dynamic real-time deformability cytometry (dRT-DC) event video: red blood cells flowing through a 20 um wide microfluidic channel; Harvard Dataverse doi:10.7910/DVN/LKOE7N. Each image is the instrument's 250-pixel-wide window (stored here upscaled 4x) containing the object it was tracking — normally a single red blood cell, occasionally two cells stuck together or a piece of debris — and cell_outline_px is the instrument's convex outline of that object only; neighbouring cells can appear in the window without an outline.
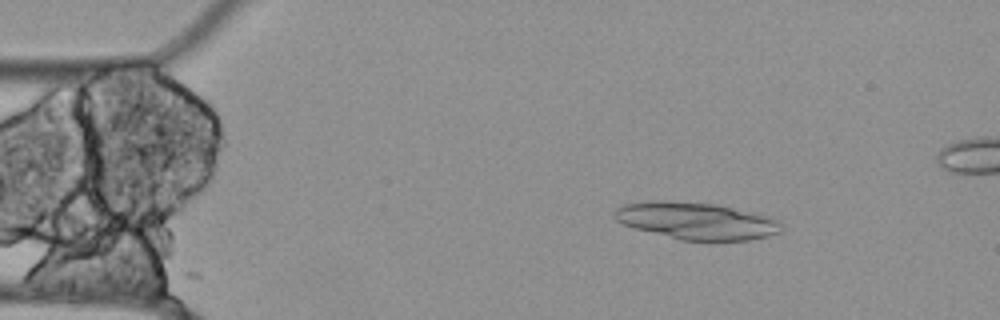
{"species": "Egyptian fruit bat (a non-hibernating species)", "species_latin": "Rousettus aegyptiacus", "temperature_condition": "cold", "stored_images_in_passage": 18, "camera_frame_rate_fps": 3000, "um_per_image_px": 0.085, "animal": {"sex": "female"}, "frame": {"image": 1, "passage_image": 7, "time_ms": 2.0, "image_size_px": [1000, 320], "cell_outline_px": [[780, 232], [768, 236], [752, 240], [680, 240], [636, 228], [624, 224], [616, 220], [612, 216], [612, 212], [616, 208], [624, 204], [660, 200], [668, 200], [716, 204], [752, 212], [768, 216], [780, 220]], "centroid_in_image_um": [59.18, 18.76], "position_along_channel_um": 25.8, "area_um2": 35.89}}
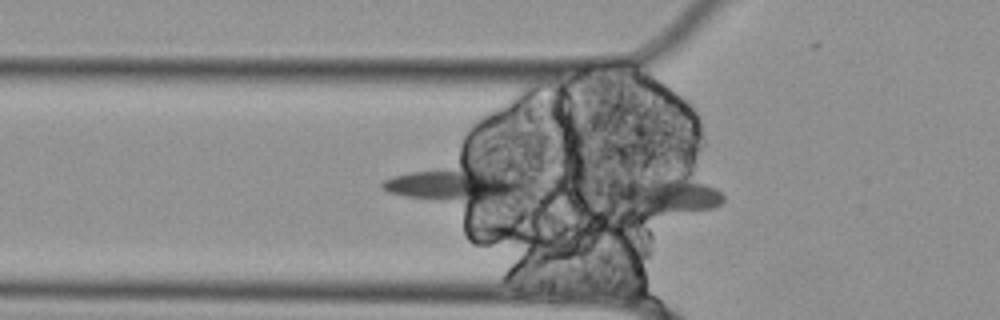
{"frame": {"image": 2, "passage_image": 16, "time_ms": 5.0, "image_size_px": [1000, 320], "cell_outline_px": [[724, 200], [720, 204], [712, 208], [648, 216], [628, 216], [608, 204], [604, 196], [604, 188], [608, 184], [648, 176], [684, 172], [716, 188], [724, 196]], "centroid_in_image_um": [56.26, 16.58], "position_along_channel_um": 69.5, "area_um2": 27.74}}